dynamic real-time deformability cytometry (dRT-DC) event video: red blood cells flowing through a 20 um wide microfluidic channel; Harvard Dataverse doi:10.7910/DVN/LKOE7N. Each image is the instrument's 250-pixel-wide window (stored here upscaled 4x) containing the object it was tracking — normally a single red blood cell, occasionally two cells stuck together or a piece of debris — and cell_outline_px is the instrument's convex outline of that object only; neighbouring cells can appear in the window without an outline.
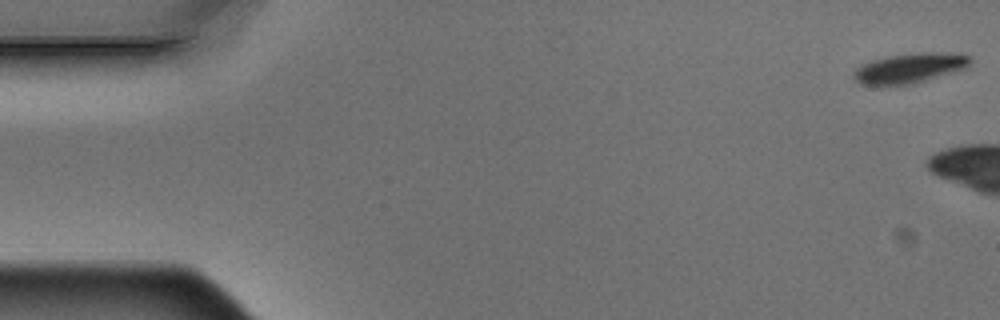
{"species": "Egyptian fruit bat (a non-hibernating species)", "species_latin": "Rousettus aegyptiacus", "temperature_condition": "warm", "stored_images_in_passage": 3, "camera_frame_rate_fps": 3000, "um_per_image_px": 0.085, "animal": {"sex": "male"}, "frame": {"image": 1, "passage_image": 1, "time_ms": 0.0, "image_size_px": [1000, 320], "cell_outline_px": [[972, 60], [968, 68], [912, 84], [880, 88], [872, 88], [860, 84], [852, 76], [852, 72], [856, 68], [872, 60], [888, 56], [920, 52], [960, 52], [972, 56]], "centroid_in_image_um": [77.32, 5.82], "position_along_channel_um": 7.7, "area_um2": 21.33}}